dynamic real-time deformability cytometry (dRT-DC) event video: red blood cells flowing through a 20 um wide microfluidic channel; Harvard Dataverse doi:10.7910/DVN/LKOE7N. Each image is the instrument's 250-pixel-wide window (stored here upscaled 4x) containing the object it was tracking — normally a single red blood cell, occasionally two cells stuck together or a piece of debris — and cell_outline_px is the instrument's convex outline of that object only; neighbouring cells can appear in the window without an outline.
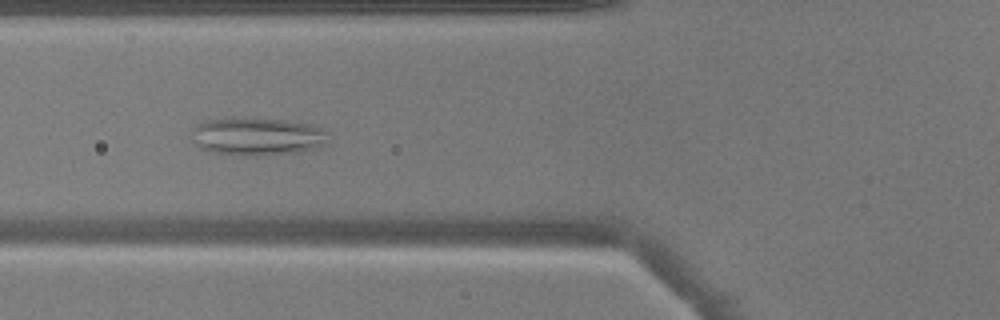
{"species": "common noctule bat (a hibernating species)", "species_latin": "Nyctalus noctula", "temperature_condition": "warm", "stored_images_in_passage": 51, "camera_frame_rate_fps": 3000, "um_per_image_px": 0.085, "animal": {"sex": "male", "body_mass_g": 17.9}, "frame": {"image": 1, "passage_image": 20, "time_ms": 6.333, "image_size_px": [1000, 320], "cell_outline_px": [[324, 132], [320, 144], [312, 148], [300, 152], [256, 156], [244, 156], [216, 152], [200, 148], [192, 140], [192, 132], [196, 124], [208, 120], [240, 116], [288, 120], [312, 124], [324, 128]], "centroid_in_image_um": [21.77, 11.57], "position_along_channel_um": 104.0, "area_um2": 30.17}}
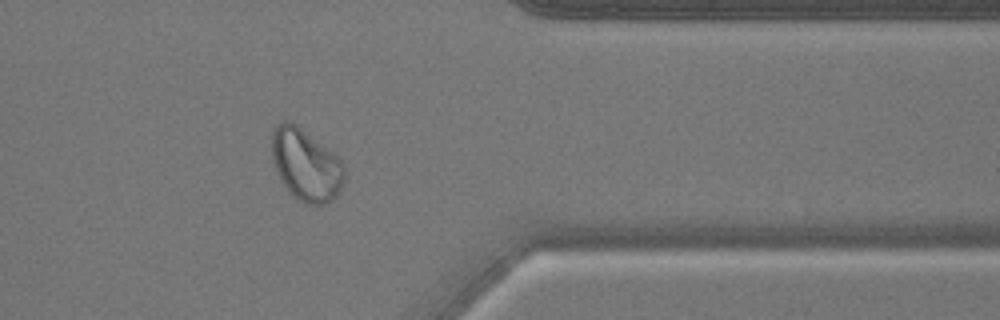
{"frame": {"image": 2, "passage_image": 42, "time_ms": 13.667, "image_size_px": [1000, 320], "cell_outline_px": [[344, 180], [336, 196], [332, 200], [324, 204], [304, 204], [296, 200], [288, 192], [280, 180], [272, 160], [272, 128], [280, 120], [288, 120], [296, 124], [332, 152], [344, 164]], "centroid_in_image_um": [25.96, 14.02], "position_along_channel_um": 385.4, "area_um2": 30.58}}
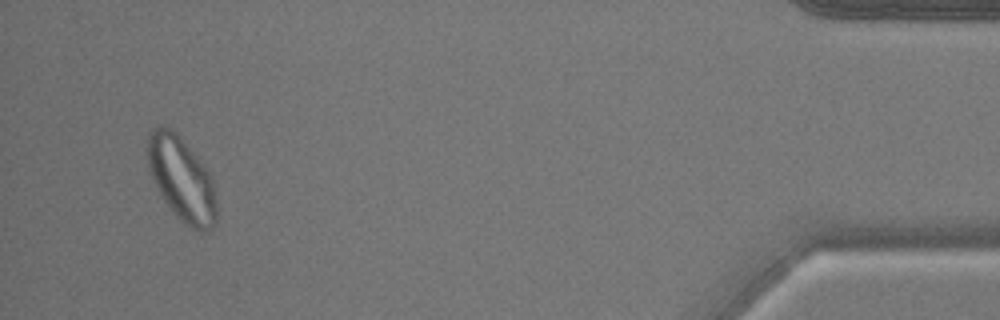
{"frame": {"image": 3, "passage_image": 49, "time_ms": 16.0, "image_size_px": [1000, 320], "cell_outline_px": [[216, 224], [200, 232], [184, 224], [176, 216], [164, 200], [156, 188], [148, 168], [148, 132], [160, 124], [164, 124], [192, 152], [212, 176], [216, 204]], "centroid_in_image_um": [15.42, 15.26], "position_along_channel_um": 419.8, "area_um2": 33.18}}